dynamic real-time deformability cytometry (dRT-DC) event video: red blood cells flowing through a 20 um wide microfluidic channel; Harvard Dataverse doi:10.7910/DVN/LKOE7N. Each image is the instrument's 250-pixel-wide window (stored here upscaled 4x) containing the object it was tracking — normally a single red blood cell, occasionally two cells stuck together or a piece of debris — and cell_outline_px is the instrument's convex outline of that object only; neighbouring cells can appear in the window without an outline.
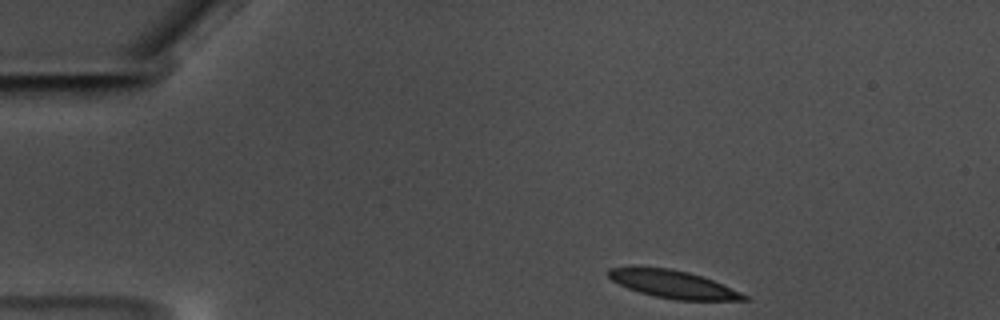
{"species": "common noctule bat (a hibernating species)", "species_latin": "Nyctalus noctula", "temperature_condition": "warm", "stored_images_in_passage": 43, "camera_frame_rate_fps": 3000, "um_per_image_px": 0.085, "animal": {"sex": "male", "body_mass_g": 17.5, "forearm_length_mm": 52.3}, "frame": {"image": 1, "passage_image": 1, "time_ms": 0.0, "image_size_px": [1000, 320], "cell_outline_px": [[748, 300], [676, 300], [656, 296], [640, 292], [628, 288], [612, 280], [604, 272], [608, 268], [672, 268], [688, 272], [712, 280], [740, 292], [748, 296]], "centroid_in_image_um": [57.21, 24.17], "position_along_channel_um": 27.8, "area_um2": 21.39}}
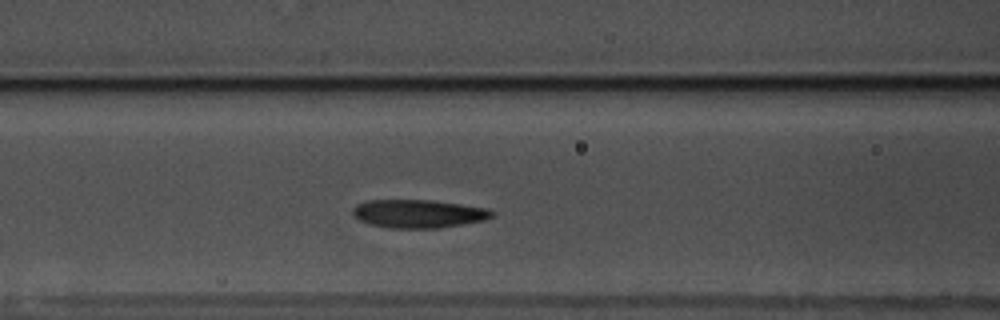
{"frame": {"image": 2, "passage_image": 16, "time_ms": 5.0, "image_size_px": [1000, 320], "cell_outline_px": [[496, 212], [492, 216], [484, 220], [440, 228], [388, 228], [368, 224], [360, 220], [352, 212], [352, 208], [356, 204], [368, 200], [432, 200], [488, 208]], "centroid_in_image_um": [35.56, 18.16], "position_along_channel_um": 131.0, "area_um2": 23.0}}
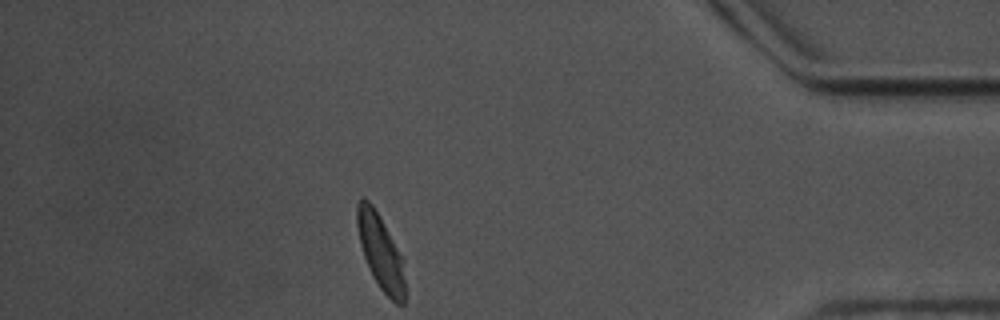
{"frame": {"image": 3, "passage_image": 43, "time_ms": 14.0, "image_size_px": [1000, 320], "cell_outline_px": [[404, 304], [396, 304], [380, 288], [372, 276], [364, 256], [360, 244], [356, 224], [356, 204], [364, 196], [372, 204], [380, 216], [404, 256]], "centroid_in_image_um": [32.35, 21.37], "position_along_channel_um": 402.8, "area_um2": 21.27}, "authors_computed_cell_mechanics": {"area_um2": 22.7732, "velocity_mm_per_s": 3.4629, "shape_relaxation_time_tau1_ms": 4.5748, "shape_relaxation_time_tau2_ms": 2.6868, "deformation_change_tau1": 0.1401, "deformation_change_tau2": 0.0904}}